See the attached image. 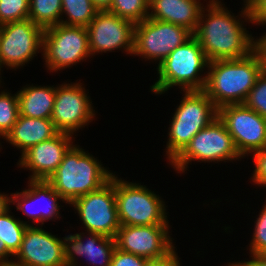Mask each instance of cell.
Segmentation results:
<instances>
[{
  "label": "cell",
  "mask_w": 266,
  "mask_h": 266,
  "mask_svg": "<svg viewBox=\"0 0 266 266\" xmlns=\"http://www.w3.org/2000/svg\"><path fill=\"white\" fill-rule=\"evenodd\" d=\"M201 5L200 0H149L148 17L183 26L194 33L204 7Z\"/></svg>",
  "instance_id": "cell-20"
},
{
  "label": "cell",
  "mask_w": 266,
  "mask_h": 266,
  "mask_svg": "<svg viewBox=\"0 0 266 266\" xmlns=\"http://www.w3.org/2000/svg\"><path fill=\"white\" fill-rule=\"evenodd\" d=\"M255 221V229L250 243V254H266V204Z\"/></svg>",
  "instance_id": "cell-30"
},
{
  "label": "cell",
  "mask_w": 266,
  "mask_h": 266,
  "mask_svg": "<svg viewBox=\"0 0 266 266\" xmlns=\"http://www.w3.org/2000/svg\"><path fill=\"white\" fill-rule=\"evenodd\" d=\"M10 211L0 215V240L4 241L6 248L15 255L20 248L23 235L28 225L12 217Z\"/></svg>",
  "instance_id": "cell-25"
},
{
  "label": "cell",
  "mask_w": 266,
  "mask_h": 266,
  "mask_svg": "<svg viewBox=\"0 0 266 266\" xmlns=\"http://www.w3.org/2000/svg\"><path fill=\"white\" fill-rule=\"evenodd\" d=\"M74 206L87 232L115 238L120 222L116 205L114 174L96 191L78 197Z\"/></svg>",
  "instance_id": "cell-10"
},
{
  "label": "cell",
  "mask_w": 266,
  "mask_h": 266,
  "mask_svg": "<svg viewBox=\"0 0 266 266\" xmlns=\"http://www.w3.org/2000/svg\"><path fill=\"white\" fill-rule=\"evenodd\" d=\"M43 35L29 18L0 25V71L2 65L15 69L31 61L43 47Z\"/></svg>",
  "instance_id": "cell-11"
},
{
  "label": "cell",
  "mask_w": 266,
  "mask_h": 266,
  "mask_svg": "<svg viewBox=\"0 0 266 266\" xmlns=\"http://www.w3.org/2000/svg\"><path fill=\"white\" fill-rule=\"evenodd\" d=\"M207 68L203 91L219 109L224 105L245 103L263 71V63L255 49L246 57L211 61Z\"/></svg>",
  "instance_id": "cell-2"
},
{
  "label": "cell",
  "mask_w": 266,
  "mask_h": 266,
  "mask_svg": "<svg viewBox=\"0 0 266 266\" xmlns=\"http://www.w3.org/2000/svg\"><path fill=\"white\" fill-rule=\"evenodd\" d=\"M218 117L242 158L266 147V119L245 104L221 106Z\"/></svg>",
  "instance_id": "cell-12"
},
{
  "label": "cell",
  "mask_w": 266,
  "mask_h": 266,
  "mask_svg": "<svg viewBox=\"0 0 266 266\" xmlns=\"http://www.w3.org/2000/svg\"><path fill=\"white\" fill-rule=\"evenodd\" d=\"M168 130L167 159L171 162L203 128L218 117V108L201 91H184Z\"/></svg>",
  "instance_id": "cell-5"
},
{
  "label": "cell",
  "mask_w": 266,
  "mask_h": 266,
  "mask_svg": "<svg viewBox=\"0 0 266 266\" xmlns=\"http://www.w3.org/2000/svg\"><path fill=\"white\" fill-rule=\"evenodd\" d=\"M28 184L30 188L20 193L16 192L10 195L12 197V203L15 204L17 202L16 209L21 210L26 216L32 218L33 223L36 222L39 223V225L40 223L43 225L44 221L51 220L52 218L59 219L60 205L57 200H64L54 190L53 186L45 180H29ZM38 201L44 205V207H42L43 209H37L39 207L35 209V204H37L36 202Z\"/></svg>",
  "instance_id": "cell-18"
},
{
  "label": "cell",
  "mask_w": 266,
  "mask_h": 266,
  "mask_svg": "<svg viewBox=\"0 0 266 266\" xmlns=\"http://www.w3.org/2000/svg\"><path fill=\"white\" fill-rule=\"evenodd\" d=\"M0 266H28V265H24V264L15 262V261H13L11 259V260H8V261L1 262Z\"/></svg>",
  "instance_id": "cell-40"
},
{
  "label": "cell",
  "mask_w": 266,
  "mask_h": 266,
  "mask_svg": "<svg viewBox=\"0 0 266 266\" xmlns=\"http://www.w3.org/2000/svg\"><path fill=\"white\" fill-rule=\"evenodd\" d=\"M114 188L120 225L169 224L163 200L146 186L114 174Z\"/></svg>",
  "instance_id": "cell-6"
},
{
  "label": "cell",
  "mask_w": 266,
  "mask_h": 266,
  "mask_svg": "<svg viewBox=\"0 0 266 266\" xmlns=\"http://www.w3.org/2000/svg\"><path fill=\"white\" fill-rule=\"evenodd\" d=\"M243 8L239 15L245 18L246 22L248 20L252 24L266 25V0H256L249 8Z\"/></svg>",
  "instance_id": "cell-31"
},
{
  "label": "cell",
  "mask_w": 266,
  "mask_h": 266,
  "mask_svg": "<svg viewBox=\"0 0 266 266\" xmlns=\"http://www.w3.org/2000/svg\"><path fill=\"white\" fill-rule=\"evenodd\" d=\"M61 0H29V16L35 24L43 29L57 25L62 19Z\"/></svg>",
  "instance_id": "cell-23"
},
{
  "label": "cell",
  "mask_w": 266,
  "mask_h": 266,
  "mask_svg": "<svg viewBox=\"0 0 266 266\" xmlns=\"http://www.w3.org/2000/svg\"><path fill=\"white\" fill-rule=\"evenodd\" d=\"M14 255L6 248L4 241L0 240V263L8 261V257H13Z\"/></svg>",
  "instance_id": "cell-38"
},
{
  "label": "cell",
  "mask_w": 266,
  "mask_h": 266,
  "mask_svg": "<svg viewBox=\"0 0 266 266\" xmlns=\"http://www.w3.org/2000/svg\"><path fill=\"white\" fill-rule=\"evenodd\" d=\"M112 175L96 158L73 145L47 181L64 203L71 204L78 197L101 188Z\"/></svg>",
  "instance_id": "cell-3"
},
{
  "label": "cell",
  "mask_w": 266,
  "mask_h": 266,
  "mask_svg": "<svg viewBox=\"0 0 266 266\" xmlns=\"http://www.w3.org/2000/svg\"><path fill=\"white\" fill-rule=\"evenodd\" d=\"M29 0H0V25L28 19Z\"/></svg>",
  "instance_id": "cell-28"
},
{
  "label": "cell",
  "mask_w": 266,
  "mask_h": 266,
  "mask_svg": "<svg viewBox=\"0 0 266 266\" xmlns=\"http://www.w3.org/2000/svg\"><path fill=\"white\" fill-rule=\"evenodd\" d=\"M255 49L259 52L262 63H263V71L266 72V33L261 38H256Z\"/></svg>",
  "instance_id": "cell-36"
},
{
  "label": "cell",
  "mask_w": 266,
  "mask_h": 266,
  "mask_svg": "<svg viewBox=\"0 0 266 266\" xmlns=\"http://www.w3.org/2000/svg\"><path fill=\"white\" fill-rule=\"evenodd\" d=\"M56 87L25 86L17 92L20 115L29 118L51 119Z\"/></svg>",
  "instance_id": "cell-22"
},
{
  "label": "cell",
  "mask_w": 266,
  "mask_h": 266,
  "mask_svg": "<svg viewBox=\"0 0 266 266\" xmlns=\"http://www.w3.org/2000/svg\"><path fill=\"white\" fill-rule=\"evenodd\" d=\"M192 36L193 33L183 26L148 17L135 24L133 54L148 60H158L159 65Z\"/></svg>",
  "instance_id": "cell-9"
},
{
  "label": "cell",
  "mask_w": 266,
  "mask_h": 266,
  "mask_svg": "<svg viewBox=\"0 0 266 266\" xmlns=\"http://www.w3.org/2000/svg\"><path fill=\"white\" fill-rule=\"evenodd\" d=\"M255 170L252 181L254 184L266 187V147L253 152Z\"/></svg>",
  "instance_id": "cell-33"
},
{
  "label": "cell",
  "mask_w": 266,
  "mask_h": 266,
  "mask_svg": "<svg viewBox=\"0 0 266 266\" xmlns=\"http://www.w3.org/2000/svg\"><path fill=\"white\" fill-rule=\"evenodd\" d=\"M82 83L61 84L56 87L54 107L51 115L56 129L73 135L79 128L93 121L95 115L90 97Z\"/></svg>",
  "instance_id": "cell-14"
},
{
  "label": "cell",
  "mask_w": 266,
  "mask_h": 266,
  "mask_svg": "<svg viewBox=\"0 0 266 266\" xmlns=\"http://www.w3.org/2000/svg\"><path fill=\"white\" fill-rule=\"evenodd\" d=\"M43 57L50 71H60L91 56L87 27L61 23L44 29Z\"/></svg>",
  "instance_id": "cell-8"
},
{
  "label": "cell",
  "mask_w": 266,
  "mask_h": 266,
  "mask_svg": "<svg viewBox=\"0 0 266 266\" xmlns=\"http://www.w3.org/2000/svg\"><path fill=\"white\" fill-rule=\"evenodd\" d=\"M20 115L18 95L9 92L0 93V134L4 139L12 130Z\"/></svg>",
  "instance_id": "cell-27"
},
{
  "label": "cell",
  "mask_w": 266,
  "mask_h": 266,
  "mask_svg": "<svg viewBox=\"0 0 266 266\" xmlns=\"http://www.w3.org/2000/svg\"><path fill=\"white\" fill-rule=\"evenodd\" d=\"M207 5L201 11L193 36L209 62L246 57L255 50L256 40L248 34L240 18L222 7L219 0H210Z\"/></svg>",
  "instance_id": "cell-1"
},
{
  "label": "cell",
  "mask_w": 266,
  "mask_h": 266,
  "mask_svg": "<svg viewBox=\"0 0 266 266\" xmlns=\"http://www.w3.org/2000/svg\"><path fill=\"white\" fill-rule=\"evenodd\" d=\"M147 266H180L175 249L161 259L149 260Z\"/></svg>",
  "instance_id": "cell-34"
},
{
  "label": "cell",
  "mask_w": 266,
  "mask_h": 266,
  "mask_svg": "<svg viewBox=\"0 0 266 266\" xmlns=\"http://www.w3.org/2000/svg\"><path fill=\"white\" fill-rule=\"evenodd\" d=\"M82 234L85 233L70 234L63 237L66 266H76L78 256H85L89 263L96 266H98L97 264L111 266L112 255L116 249L115 238L88 232V240L86 239V243H84L85 235Z\"/></svg>",
  "instance_id": "cell-19"
},
{
  "label": "cell",
  "mask_w": 266,
  "mask_h": 266,
  "mask_svg": "<svg viewBox=\"0 0 266 266\" xmlns=\"http://www.w3.org/2000/svg\"><path fill=\"white\" fill-rule=\"evenodd\" d=\"M255 1L256 0H245L244 1V6H247L249 8L252 5V3H254Z\"/></svg>",
  "instance_id": "cell-41"
},
{
  "label": "cell",
  "mask_w": 266,
  "mask_h": 266,
  "mask_svg": "<svg viewBox=\"0 0 266 266\" xmlns=\"http://www.w3.org/2000/svg\"><path fill=\"white\" fill-rule=\"evenodd\" d=\"M14 257L16 262L28 266H66L63 240L37 225L27 226Z\"/></svg>",
  "instance_id": "cell-16"
},
{
  "label": "cell",
  "mask_w": 266,
  "mask_h": 266,
  "mask_svg": "<svg viewBox=\"0 0 266 266\" xmlns=\"http://www.w3.org/2000/svg\"><path fill=\"white\" fill-rule=\"evenodd\" d=\"M72 135L59 132L55 137L30 147L18 161L21 168L32 171L30 180H45L57 170L64 155L73 146Z\"/></svg>",
  "instance_id": "cell-17"
},
{
  "label": "cell",
  "mask_w": 266,
  "mask_h": 266,
  "mask_svg": "<svg viewBox=\"0 0 266 266\" xmlns=\"http://www.w3.org/2000/svg\"><path fill=\"white\" fill-rule=\"evenodd\" d=\"M148 259L122 251L116 247L111 260V266H147Z\"/></svg>",
  "instance_id": "cell-32"
},
{
  "label": "cell",
  "mask_w": 266,
  "mask_h": 266,
  "mask_svg": "<svg viewBox=\"0 0 266 266\" xmlns=\"http://www.w3.org/2000/svg\"><path fill=\"white\" fill-rule=\"evenodd\" d=\"M266 119V72L262 71L244 103Z\"/></svg>",
  "instance_id": "cell-29"
},
{
  "label": "cell",
  "mask_w": 266,
  "mask_h": 266,
  "mask_svg": "<svg viewBox=\"0 0 266 266\" xmlns=\"http://www.w3.org/2000/svg\"><path fill=\"white\" fill-rule=\"evenodd\" d=\"M207 59L199 41L192 36L185 43L172 51L157 67L159 74L157 82L151 87L155 94H163L173 86H179L183 91L204 90L207 75L199 76L205 67Z\"/></svg>",
  "instance_id": "cell-4"
},
{
  "label": "cell",
  "mask_w": 266,
  "mask_h": 266,
  "mask_svg": "<svg viewBox=\"0 0 266 266\" xmlns=\"http://www.w3.org/2000/svg\"><path fill=\"white\" fill-rule=\"evenodd\" d=\"M252 260L229 263L228 266H266V254L251 255Z\"/></svg>",
  "instance_id": "cell-35"
},
{
  "label": "cell",
  "mask_w": 266,
  "mask_h": 266,
  "mask_svg": "<svg viewBox=\"0 0 266 266\" xmlns=\"http://www.w3.org/2000/svg\"><path fill=\"white\" fill-rule=\"evenodd\" d=\"M134 28L133 22L120 18L108 10L98 11L87 26L91 55L112 52L118 48L133 55Z\"/></svg>",
  "instance_id": "cell-15"
},
{
  "label": "cell",
  "mask_w": 266,
  "mask_h": 266,
  "mask_svg": "<svg viewBox=\"0 0 266 266\" xmlns=\"http://www.w3.org/2000/svg\"><path fill=\"white\" fill-rule=\"evenodd\" d=\"M98 11L109 10L112 0H92Z\"/></svg>",
  "instance_id": "cell-39"
},
{
  "label": "cell",
  "mask_w": 266,
  "mask_h": 266,
  "mask_svg": "<svg viewBox=\"0 0 266 266\" xmlns=\"http://www.w3.org/2000/svg\"><path fill=\"white\" fill-rule=\"evenodd\" d=\"M168 224L121 225L117 231L116 247L148 260L161 259L174 250Z\"/></svg>",
  "instance_id": "cell-13"
},
{
  "label": "cell",
  "mask_w": 266,
  "mask_h": 266,
  "mask_svg": "<svg viewBox=\"0 0 266 266\" xmlns=\"http://www.w3.org/2000/svg\"><path fill=\"white\" fill-rule=\"evenodd\" d=\"M242 158L231 134L219 117L201 129L186 147L170 162L177 173L185 172L191 161L220 162Z\"/></svg>",
  "instance_id": "cell-7"
},
{
  "label": "cell",
  "mask_w": 266,
  "mask_h": 266,
  "mask_svg": "<svg viewBox=\"0 0 266 266\" xmlns=\"http://www.w3.org/2000/svg\"><path fill=\"white\" fill-rule=\"evenodd\" d=\"M108 11L137 24L148 18L149 0H112Z\"/></svg>",
  "instance_id": "cell-26"
},
{
  "label": "cell",
  "mask_w": 266,
  "mask_h": 266,
  "mask_svg": "<svg viewBox=\"0 0 266 266\" xmlns=\"http://www.w3.org/2000/svg\"><path fill=\"white\" fill-rule=\"evenodd\" d=\"M59 131L51 119L29 118L19 115L12 130L4 138L11 145L22 149L21 155L30 147L55 137Z\"/></svg>",
  "instance_id": "cell-21"
},
{
  "label": "cell",
  "mask_w": 266,
  "mask_h": 266,
  "mask_svg": "<svg viewBox=\"0 0 266 266\" xmlns=\"http://www.w3.org/2000/svg\"><path fill=\"white\" fill-rule=\"evenodd\" d=\"M12 203V197L0 193V215L10 210L9 204Z\"/></svg>",
  "instance_id": "cell-37"
},
{
  "label": "cell",
  "mask_w": 266,
  "mask_h": 266,
  "mask_svg": "<svg viewBox=\"0 0 266 266\" xmlns=\"http://www.w3.org/2000/svg\"><path fill=\"white\" fill-rule=\"evenodd\" d=\"M62 14L67 15V19L61 20L60 23L68 26L87 27L98 9L94 6L92 0H61Z\"/></svg>",
  "instance_id": "cell-24"
}]
</instances>
